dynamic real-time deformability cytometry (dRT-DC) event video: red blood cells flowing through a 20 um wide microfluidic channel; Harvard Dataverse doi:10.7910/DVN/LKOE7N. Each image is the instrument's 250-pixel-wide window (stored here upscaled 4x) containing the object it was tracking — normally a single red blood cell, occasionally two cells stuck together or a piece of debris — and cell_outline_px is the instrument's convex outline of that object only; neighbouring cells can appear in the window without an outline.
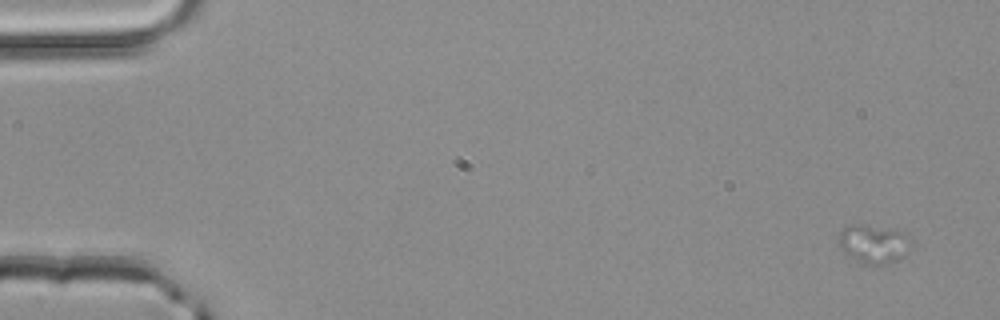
{"species": "common noctule bat (a hibernating species)", "species_latin": "Nyctalus noctula", "temperature_condition": "room temperature", "stored_images_in_passage": 20, "camera_frame_rate_fps": 3000, "um_per_image_px": 0.085, "animal": {"sex": "male", "body_mass_g": 20.4}, "frame": {"image": 1, "passage_image": 4, "time_ms": 1.0, "image_size_px": [1000, 320], "cell_outline_px": [[912, 240], [904, 256], [896, 260], [884, 264], [868, 264], [856, 260], [844, 252], [836, 244], [840, 232], [848, 224], [860, 224], [896, 228], [904, 232]], "centroid_in_image_um": [74.24, 20.69], "position_along_channel_um": 10.8, "area_um2": 16.53}}
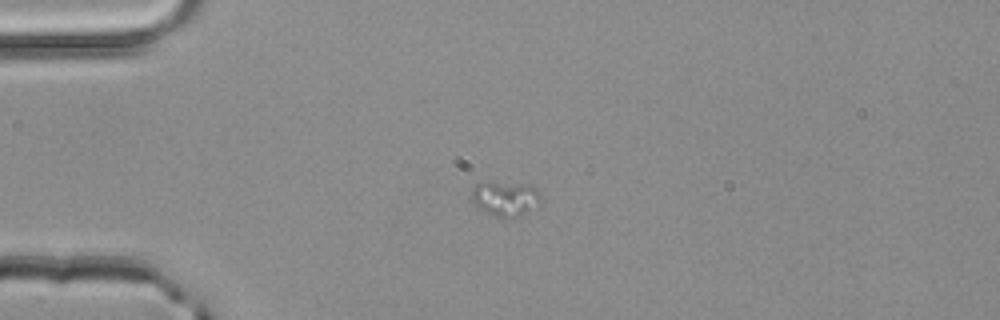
{"frame": {"image": 2, "passage_image": 15, "time_ms": 4.667, "image_size_px": [1000, 320], "cell_outline_px": [[544, 204], [520, 216], [496, 216], [480, 208], [472, 200], [472, 192], [476, 184], [480, 180], [488, 180], [528, 184], [536, 188]], "centroid_in_image_um": [43.01, 16.82], "position_along_channel_um": 42.0, "area_um2": 14.39}}